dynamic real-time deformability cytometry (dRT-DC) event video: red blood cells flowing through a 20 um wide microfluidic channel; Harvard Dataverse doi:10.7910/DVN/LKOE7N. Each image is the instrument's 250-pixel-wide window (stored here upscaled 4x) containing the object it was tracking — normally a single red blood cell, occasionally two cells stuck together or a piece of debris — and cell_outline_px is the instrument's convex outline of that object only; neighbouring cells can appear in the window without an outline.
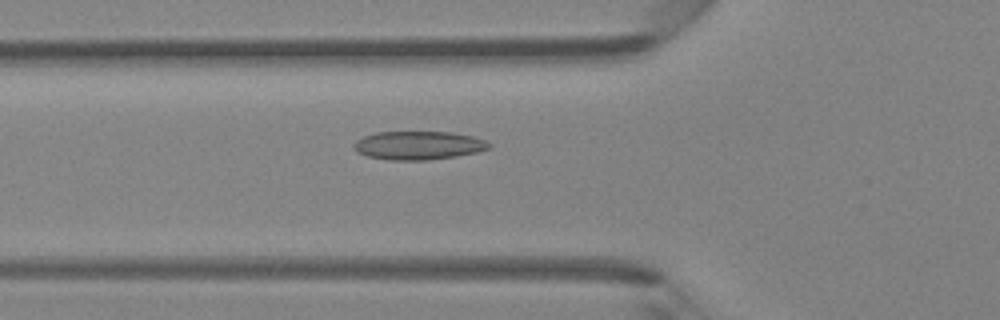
{"species": "Egyptian fruit bat (a non-hibernating species)", "species_latin": "Rousettus aegyptiacus", "temperature_condition": "room temperature", "stored_images_in_passage": 47, "camera_frame_rate_fps": 3000, "um_per_image_px": 0.085, "animal": {"sex": "female"}, "frame": {"image": 1, "passage_image": 17, "time_ms": 5.333, "image_size_px": [1000, 320], "cell_outline_px": [[492, 148], [480, 152], [456, 156], [428, 160], [388, 160], [368, 156], [356, 152], [352, 148], [352, 144], [356, 140], [364, 136], [376, 132], [452, 132], [472, 136], [484, 140], [492, 144]], "centroid_in_image_um": [35.57, 12.36], "position_along_channel_um": 90.2, "area_um2": 22.72}}
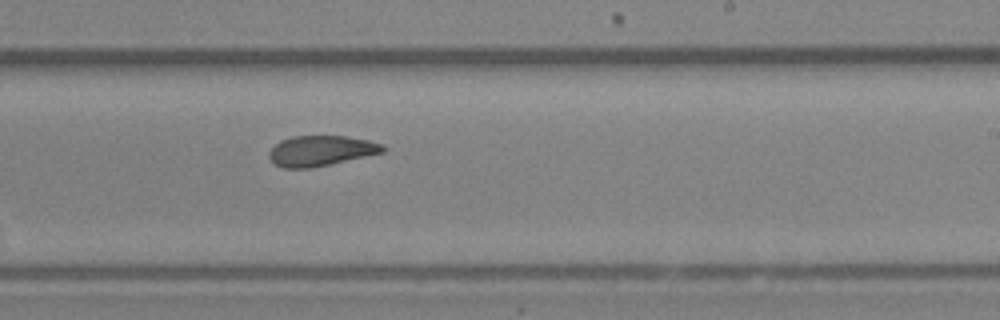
{"frame": {"image": 2, "passage_image": 29, "time_ms": 9.333, "image_size_px": [1000, 320], "cell_outline_px": [[388, 148], [384, 152], [328, 164], [308, 168], [284, 168], [276, 164], [268, 156], [268, 152], [280, 140], [292, 136], [348, 136], [368, 140], [380, 144]], "centroid_in_image_um": [27.27, 12.8], "position_along_channel_um": 261.7, "area_um2": 19.88}}
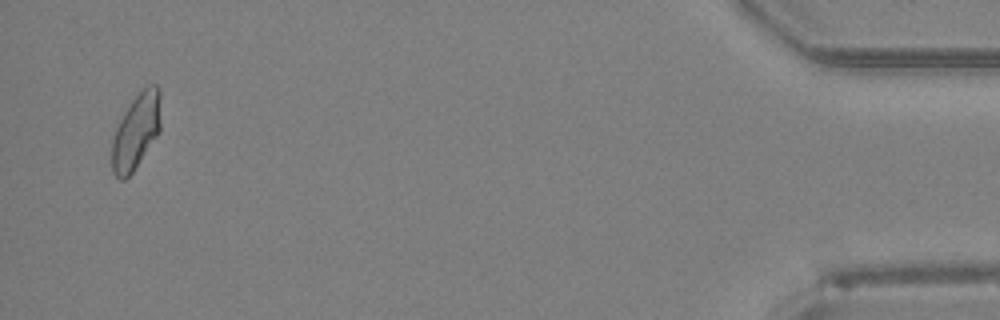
{"frame": {"image": 3, "passage_image": 46, "time_ms": 15.0, "image_size_px": [1000, 320], "cell_outline_px": [[160, 132], [132, 172], [124, 180], [120, 180], [112, 172], [112, 140], [116, 128], [124, 112], [132, 100], [148, 84], [156, 84], [160, 88]], "centroid_in_image_um": [11.58, 11.16], "position_along_channel_um": 423.6, "area_um2": 21.39}, "authors_computed_cell_mechanics": {"area_um2": 21.2704, "velocity_mm_per_s": 4.3004, "shape_relaxation_time_tau1_ms": null, "shape_relaxation_time_tau2_ms": 1.9453, "deformation_change_tau1": null, "deformation_change_tau2": 0.0865}}